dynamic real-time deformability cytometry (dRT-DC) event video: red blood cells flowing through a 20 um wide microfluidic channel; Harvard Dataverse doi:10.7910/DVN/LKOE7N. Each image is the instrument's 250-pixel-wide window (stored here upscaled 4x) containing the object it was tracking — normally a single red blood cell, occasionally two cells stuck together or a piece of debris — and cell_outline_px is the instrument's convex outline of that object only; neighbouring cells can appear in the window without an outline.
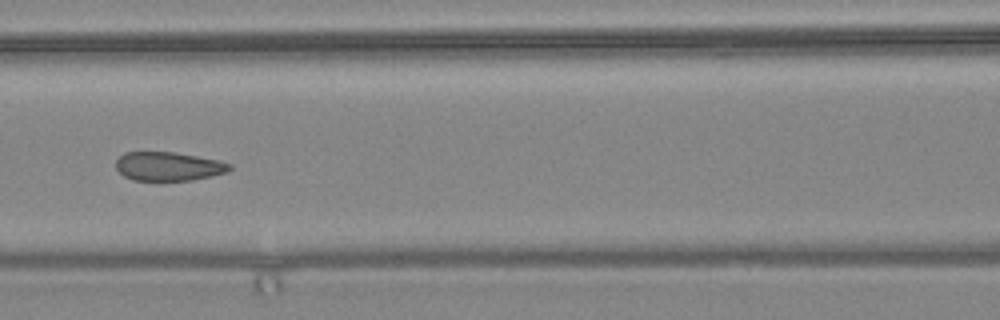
{"species": "common noctule bat (a hibernating species)", "species_latin": "Nyctalus noctula", "temperature_condition": "warm", "stored_images_in_passage": 9, "camera_frame_rate_fps": 3000, "um_per_image_px": 0.085, "animal": {"sex": "female", "body_mass_g": 24.6, "forearm_length_mm": 56.2}, "frame": {"image": 1, "passage_image": 6, "time_ms": 1.667, "image_size_px": [1000, 320], "cell_outline_px": [[232, 168], [228, 172], [212, 176], [192, 180], [132, 180], [124, 176], [116, 168], [116, 160], [124, 152], [176, 152], [216, 160], [232, 164]], "centroid_in_image_um": [14.32, 14.14], "position_along_channel_um": 152.3, "area_um2": 19.07}}
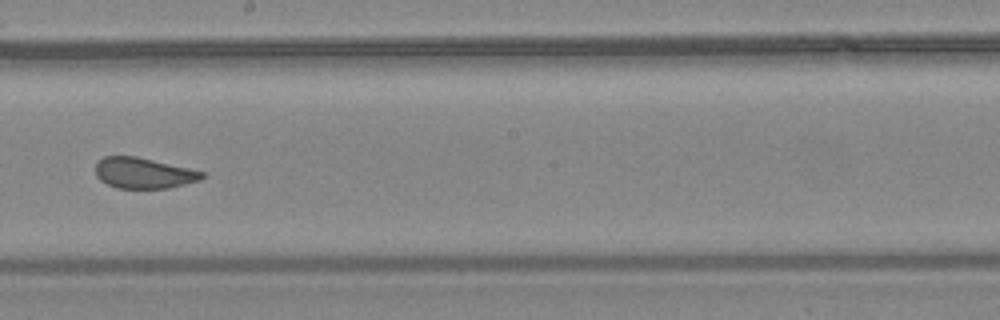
{"frame": {"image": 2, "passage_image": 8, "time_ms": 2.333, "image_size_px": [1000, 320], "cell_outline_px": [[208, 176], [200, 180], [168, 188], [116, 188], [100, 180], [96, 176], [96, 164], [104, 156], [136, 156], [188, 168], [204, 172]], "centroid_in_image_um": [12.22, 14.71], "position_along_channel_um": 236.0, "area_um2": 19.02}}
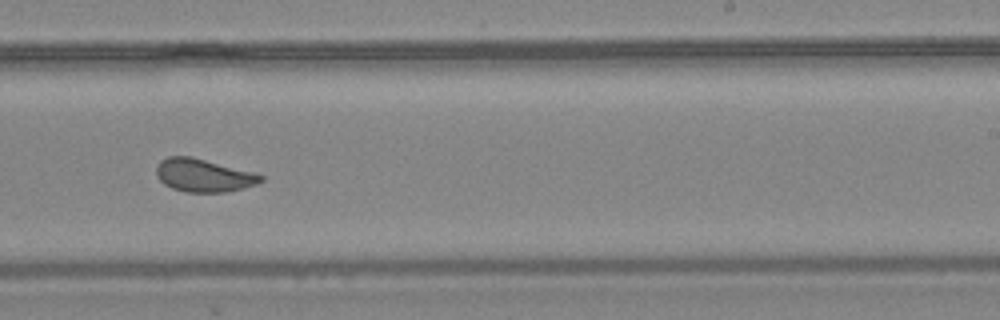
{"frame": {"image": 3, "passage_image": 9, "time_ms": 2.667, "image_size_px": [1000, 320], "cell_outline_px": [[264, 180], [256, 184], [244, 188], [228, 192], [184, 192], [172, 188], [164, 184], [156, 176], [156, 168], [160, 160], [168, 156], [192, 156], [256, 172], [264, 176]], "centroid_in_image_um": [17.32, 14.9], "position_along_channel_um": 271.7, "area_um2": 20.46}}